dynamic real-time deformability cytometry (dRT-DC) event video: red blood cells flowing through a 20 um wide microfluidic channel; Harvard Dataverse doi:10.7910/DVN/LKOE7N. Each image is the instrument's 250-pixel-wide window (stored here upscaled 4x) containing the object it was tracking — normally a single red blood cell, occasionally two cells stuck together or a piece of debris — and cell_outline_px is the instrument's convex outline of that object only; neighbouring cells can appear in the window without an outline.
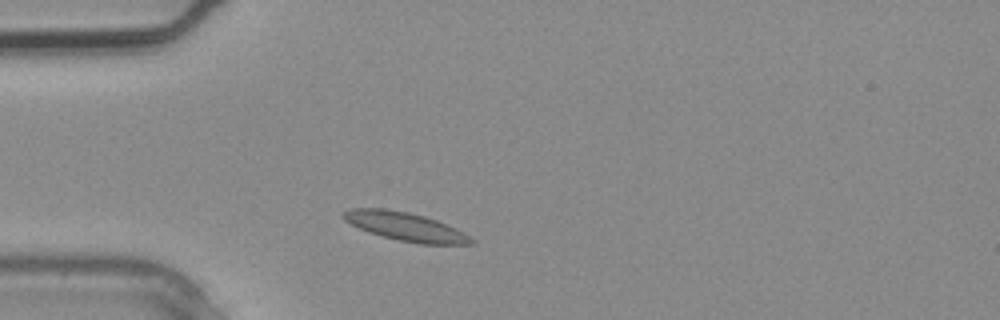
{"species": "common noctule bat (a hibernating species)", "species_latin": "Nyctalus noctula", "temperature_condition": "warm", "stored_images_in_passage": 1, "camera_frame_rate_fps": 3000, "um_per_image_px": 0.085, "animal": {"sex": "male", "body_mass_g": 20.4}, "frame": {"image": 1, "passage_image": 1, "time_ms": 0.0, "image_size_px": [1000, 320], "cell_outline_px": [[476, 244], [420, 244], [380, 236], [368, 232], [344, 220], [340, 216], [344, 212], [352, 208], [384, 208], [408, 212], [424, 216], [436, 220], [476, 240]], "centroid_in_image_um": [34.41, 19.26], "position_along_channel_um": 50.6, "area_um2": 20.92}}